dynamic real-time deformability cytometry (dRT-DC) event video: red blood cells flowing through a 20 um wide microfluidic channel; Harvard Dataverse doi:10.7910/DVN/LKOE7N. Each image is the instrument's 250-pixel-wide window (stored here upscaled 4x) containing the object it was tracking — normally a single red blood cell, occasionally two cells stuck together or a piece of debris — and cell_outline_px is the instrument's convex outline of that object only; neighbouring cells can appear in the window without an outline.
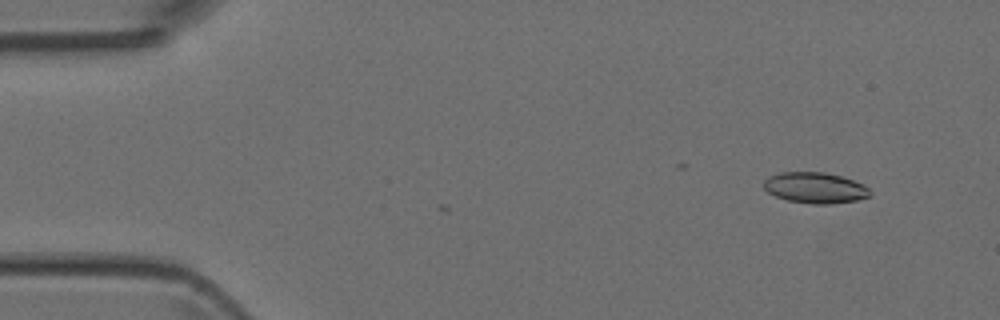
{"species": "Egyptian fruit bat (a non-hibernating species)", "species_latin": "Rousettus aegyptiacus", "temperature_condition": "room temperature", "stored_images_in_passage": 9, "camera_frame_rate_fps": 3000, "um_per_image_px": 0.085, "animal": {"sex": "female"}, "frame": {"image": 1, "passage_image": 2, "time_ms": 1.0, "image_size_px": [1000, 320], "cell_outline_px": [[872, 192], [868, 196], [856, 200], [832, 204], [812, 204], [788, 200], [776, 196], [768, 192], [764, 188], [764, 180], [768, 176], [780, 172], [824, 172], [840, 176], [864, 184]], "centroid_in_image_um": [69.27, 15.96], "position_along_channel_um": 15.7, "area_um2": 19.07}}
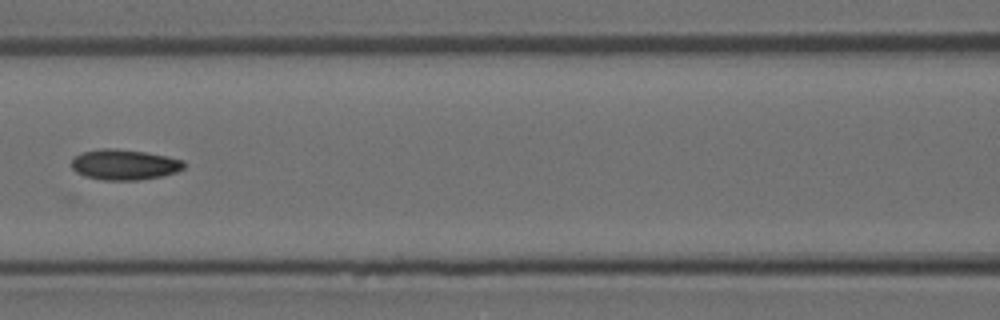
{"frame": {"image": 2, "passage_image": 7, "time_ms": 7.0, "image_size_px": [1000, 320], "cell_outline_px": [[184, 168], [176, 172], [160, 176], [140, 180], [104, 180], [84, 176], [76, 172], [72, 168], [72, 160], [80, 152], [100, 148], [116, 148], [144, 152], [168, 156], [184, 160]], "centroid_in_image_um": [10.56, 13.98], "position_along_channel_um": 156.0, "area_um2": 20.06}}
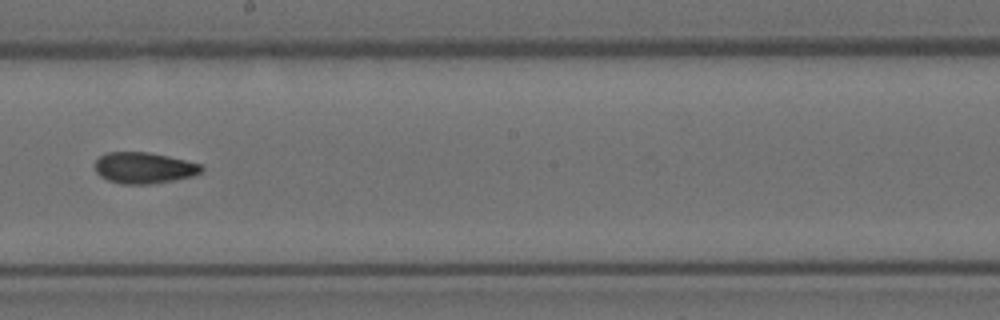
{"frame": {"image": 3, "passage_image": 9, "time_ms": 9.0, "image_size_px": [1000, 320], "cell_outline_px": [[204, 168], [200, 172], [192, 176], [172, 180], [148, 184], [120, 184], [108, 180], [100, 176], [96, 172], [96, 160], [104, 152], [148, 152], [168, 156], [200, 164]], "centroid_in_image_um": [12.2, 14.26], "position_along_channel_um": 236.0, "area_um2": 19.19}}